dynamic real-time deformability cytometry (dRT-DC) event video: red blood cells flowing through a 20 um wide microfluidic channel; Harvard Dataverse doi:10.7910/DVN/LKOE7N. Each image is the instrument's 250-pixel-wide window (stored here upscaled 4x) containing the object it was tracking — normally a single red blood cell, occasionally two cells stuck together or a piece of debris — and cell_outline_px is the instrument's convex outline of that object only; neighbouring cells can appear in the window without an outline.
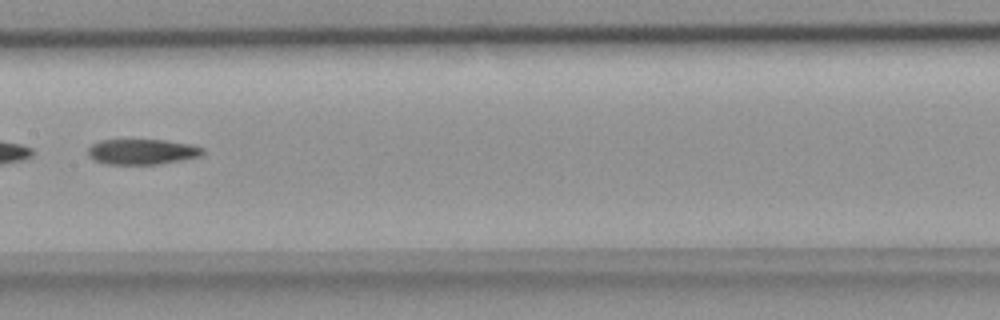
{"species": "common noctule bat (a hibernating species)", "species_latin": "Nyctalus noctula", "temperature_condition": "room temperature", "stored_images_in_passage": 48, "segment_of_instrument_passage": [2, 2], "camera_frame_rate_fps": 3000, "um_per_image_px": 0.085, "animal": {"sex": "female", "body_mass_g": 18.4}, "frame": {"image": 1, "passage_image": 25, "time_ms": 8.0, "image_size_px": [1000, 320], "cell_outline_px": [[204, 156], [160, 164], [104, 164], [92, 160], [88, 156], [88, 148], [92, 144], [100, 140], [164, 140], [192, 144], [204, 148]], "centroid_in_image_um": [12.1, 12.9], "position_along_channel_um": 195.3, "area_um2": 17.28}}
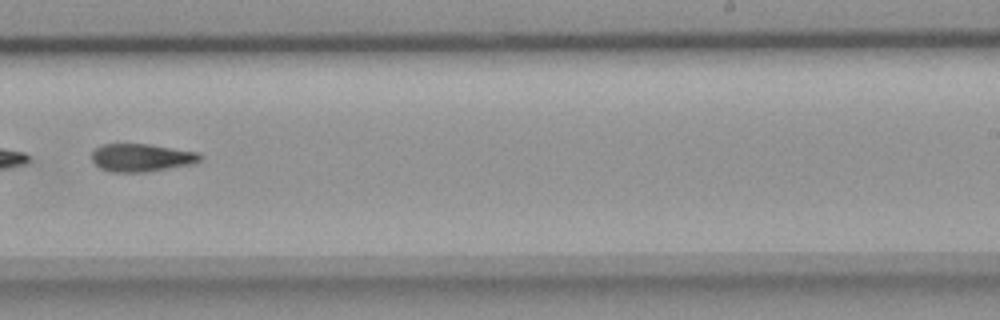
{"frame": {"image": 2, "passage_image": 31, "time_ms": 10.0, "image_size_px": [1000, 320], "cell_outline_px": [[200, 160], [188, 164], [144, 172], [112, 172], [100, 168], [92, 160], [92, 152], [96, 148], [104, 144], [148, 144], [196, 152], [200, 156]], "centroid_in_image_um": [11.94, 13.39], "position_along_channel_um": 277.1, "area_um2": 17.11}}